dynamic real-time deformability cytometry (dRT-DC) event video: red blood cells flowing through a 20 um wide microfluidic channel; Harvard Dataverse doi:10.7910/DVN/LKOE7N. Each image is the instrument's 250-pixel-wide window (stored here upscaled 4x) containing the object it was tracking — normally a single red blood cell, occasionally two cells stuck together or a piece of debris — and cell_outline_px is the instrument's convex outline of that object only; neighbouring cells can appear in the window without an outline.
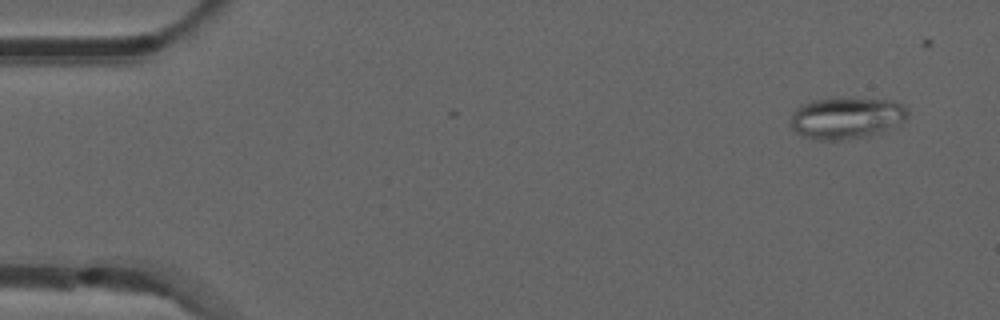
{"species": "common noctule bat (a hibernating species)", "species_latin": "Nyctalus noctula", "temperature_condition": "room temperature", "stored_images_in_passage": 3, "camera_frame_rate_fps": 3000, "um_per_image_px": 0.085, "animal": {"sex": "male", "forearm_length_mm": 52.5}, "frame": {"image": 1, "passage_image": 1, "time_ms": 0.0, "image_size_px": [1000, 320], "cell_outline_px": [[908, 116], [900, 124], [892, 128], [868, 136], [840, 140], [820, 140], [804, 136], [796, 132], [792, 128], [792, 112], [796, 108], [804, 104], [816, 100], [892, 100], [900, 104], [908, 112]], "centroid_in_image_um": [71.96, 10.07], "position_along_channel_um": 13.0, "area_um2": 27.51}}